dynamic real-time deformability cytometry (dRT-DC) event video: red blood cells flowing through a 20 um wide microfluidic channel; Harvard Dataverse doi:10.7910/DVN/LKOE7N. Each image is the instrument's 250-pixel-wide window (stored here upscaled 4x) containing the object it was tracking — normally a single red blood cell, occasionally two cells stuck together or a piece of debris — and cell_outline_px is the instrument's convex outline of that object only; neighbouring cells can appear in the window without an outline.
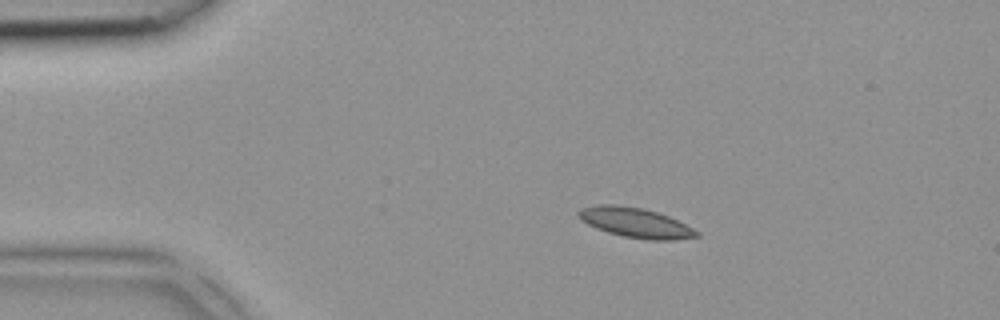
{"species": "common noctule bat (a hibernating species)", "species_latin": "Nyctalus noctula", "temperature_condition": "room temperature", "stored_images_in_passage": 3, "camera_frame_rate_fps": 3000, "um_per_image_px": 0.085, "animal": {"sex": "female", "body_mass_g": 18.4}, "frame": {"image": 1, "passage_image": 2, "time_ms": 0.333, "image_size_px": [1000, 320], "cell_outline_px": [[700, 236], [672, 240], [652, 240], [624, 236], [608, 232], [596, 228], [588, 224], [576, 216], [576, 212], [580, 208], [596, 204], [616, 204], [644, 208], [668, 216], [700, 232]], "centroid_in_image_um": [53.97, 18.91], "position_along_channel_um": 31.0, "area_um2": 20.52}}